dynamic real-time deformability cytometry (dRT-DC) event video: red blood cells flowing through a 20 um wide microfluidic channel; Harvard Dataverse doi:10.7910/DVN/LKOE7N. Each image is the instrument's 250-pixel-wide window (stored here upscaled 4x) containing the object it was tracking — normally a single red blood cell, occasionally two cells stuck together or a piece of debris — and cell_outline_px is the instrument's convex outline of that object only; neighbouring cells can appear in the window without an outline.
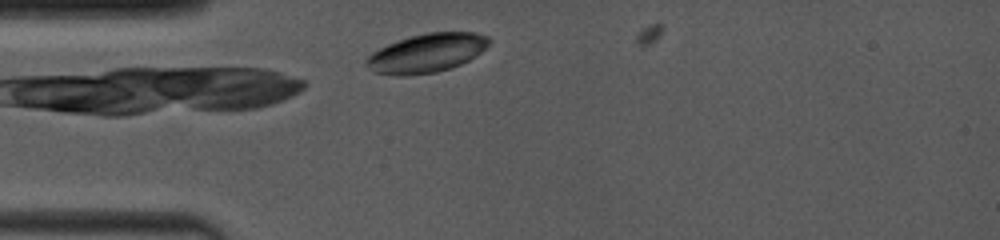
{"species": "common noctule bat (a hibernating species)", "species_latin": "Nyctalus noctula", "temperature_condition": "room temperature", "stored_images_in_passage": 4, "camera_frame_rate_fps": 4000, "um_per_image_px": 0.085, "animal": {"sex": "female", "body_mass_g": 19.0, "forearm_length_mm": 53.3}, "frame": {"image": 1, "passage_image": 2, "time_ms": 0.5, "image_size_px": [1000, 240], "cell_outline_px": [[492, 40], [480, 52], [468, 60], [460, 64], [436, 72], [404, 76], [400, 76], [372, 72], [364, 64], [364, 60], [372, 52], [388, 44], [412, 36], [428, 32], [476, 32], [488, 36]], "centroid_in_image_um": [36.24, 4.51], "position_along_channel_um": 48.8, "area_um2": 27.63}}